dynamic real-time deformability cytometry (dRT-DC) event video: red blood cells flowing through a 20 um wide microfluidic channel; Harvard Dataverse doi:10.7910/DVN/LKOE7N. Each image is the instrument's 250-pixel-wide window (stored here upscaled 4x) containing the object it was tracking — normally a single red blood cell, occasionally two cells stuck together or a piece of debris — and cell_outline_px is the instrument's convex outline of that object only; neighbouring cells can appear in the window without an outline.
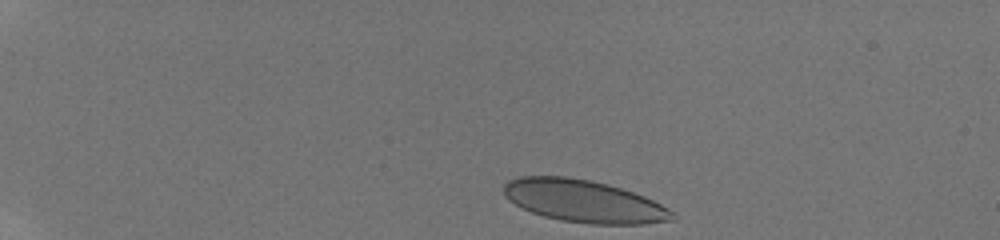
{"species": "human", "species_latin": "Homo sapiens", "temperature_condition": "room temperature", "stored_images_in_passage": 34, "camera_frame_rate_fps": 3000, "um_per_image_px": 0.085, "donor": {"sex": "male"}, "frame": {"image": 1, "passage_image": 1, "time_ms": 0.0, "image_size_px": [1000, 240], "cell_outline_px": [[676, 220], [644, 224], [588, 224], [560, 220], [544, 216], [520, 208], [508, 200], [504, 196], [504, 184], [508, 180], [520, 176], [564, 176], [592, 180], [608, 184], [644, 196], [676, 212]], "centroid_in_image_um": [49.62, 17.1], "position_along_channel_um": 35.4, "area_um2": 41.96}}
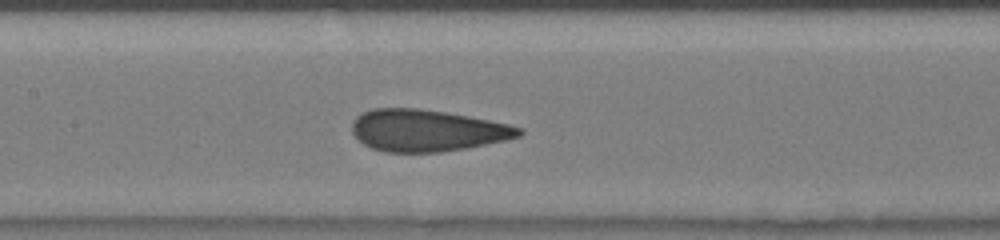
{"frame": {"image": 2, "passage_image": 18, "time_ms": 5.667, "image_size_px": [1000, 240], "cell_outline_px": [[524, 132], [520, 136], [508, 140], [464, 148], [440, 152], [384, 152], [372, 148], [364, 144], [352, 132], [352, 120], [360, 112], [372, 108], [420, 108], [468, 116], [508, 124], [524, 128]], "centroid_in_image_um": [36.28, 11.08], "position_along_channel_um": 171.1, "area_um2": 40.75}}
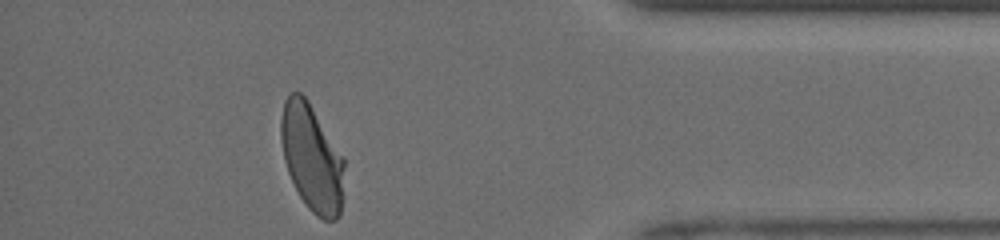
{"frame": {"image": 3, "passage_image": 34, "time_ms": 12.0, "image_size_px": [1000, 240], "cell_outline_px": [[344, 168], [340, 216], [336, 220], [324, 220], [316, 216], [308, 208], [300, 196], [288, 172], [284, 160], [280, 140], [280, 116], [284, 100], [292, 92], [300, 92], [308, 100], [344, 156]], "centroid_in_image_um": [26.5, 13.39], "position_along_channel_um": 408.7, "area_um2": 39.71}, "authors_computed_cell_mechanics": {"area_um2": 41.1825, "velocity_mm_per_s": 4.1326, "shape_relaxation_time_tau1_ms": 6.4115, "shape_relaxation_time_tau2_ms": null, "deformation_change_tau1": 0.1811, "deformation_change_tau2": null}}